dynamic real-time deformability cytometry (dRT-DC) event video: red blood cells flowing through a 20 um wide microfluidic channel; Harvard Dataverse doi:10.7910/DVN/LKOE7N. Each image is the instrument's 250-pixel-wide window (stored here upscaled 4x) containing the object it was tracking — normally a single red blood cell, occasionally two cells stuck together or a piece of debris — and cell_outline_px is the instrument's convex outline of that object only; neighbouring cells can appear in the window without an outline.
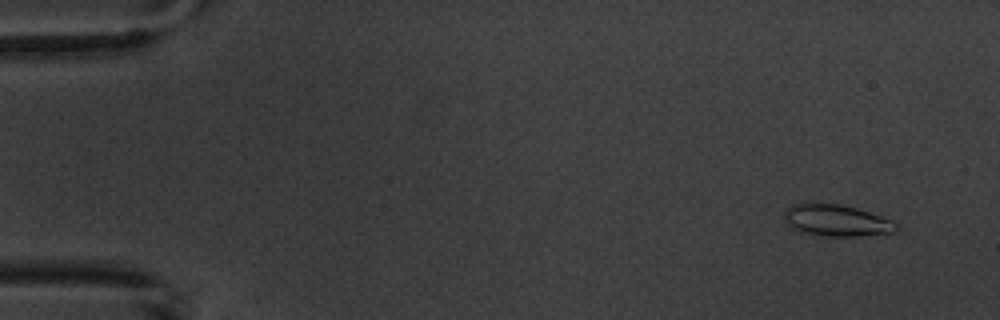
{"species": "common noctule bat (a hibernating species)", "species_latin": "Nyctalus noctula", "temperature_condition": "warm", "stored_images_in_passage": 6, "camera_frame_rate_fps": 3000, "um_per_image_px": 0.085, "animal": {"sex": "male", "body_mass_g": 20.1, "forearm_length_mm": 53.5}, "frame": {"image": 1, "passage_image": 6, "time_ms": 6.667, "image_size_px": [1000, 320], "cell_outline_px": [[900, 228], [896, 232], [856, 236], [824, 236], [804, 232], [788, 224], [784, 220], [784, 212], [792, 204], [840, 204], [856, 208], [892, 220], [900, 224]], "centroid_in_image_um": [71.17, 18.75], "position_along_channel_um": 13.8, "area_um2": 20.35}}